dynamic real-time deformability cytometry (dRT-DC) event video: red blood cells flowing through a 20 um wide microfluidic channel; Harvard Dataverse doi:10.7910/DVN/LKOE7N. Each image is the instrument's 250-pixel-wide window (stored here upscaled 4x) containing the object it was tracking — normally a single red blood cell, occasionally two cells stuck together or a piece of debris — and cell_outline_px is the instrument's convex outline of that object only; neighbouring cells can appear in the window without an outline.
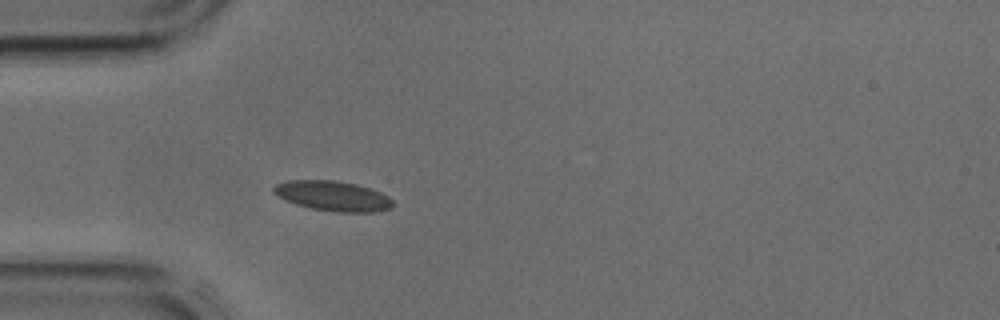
{"species": "common noctule bat (a hibernating species)", "species_latin": "Nyctalus noctula", "temperature_condition": "cold", "stored_images_in_passage": 31, "camera_frame_rate_fps": 3000, "um_per_image_px": 0.085, "animal": {"sex": "male", "body_mass_g": 17.9, "forearm_length_mm": 54.2}, "frame": {"image": 1, "passage_image": 1, "time_ms": 0.0, "image_size_px": [1000, 320], "cell_outline_px": [[396, 204], [392, 208], [376, 212], [340, 212], [312, 208], [296, 204], [284, 200], [276, 196], [272, 192], [272, 188], [276, 184], [288, 180], [332, 180], [356, 184], [372, 188], [388, 196]], "centroid_in_image_um": [28.3, 16.65], "position_along_channel_um": 56.7, "area_um2": 21.04}}
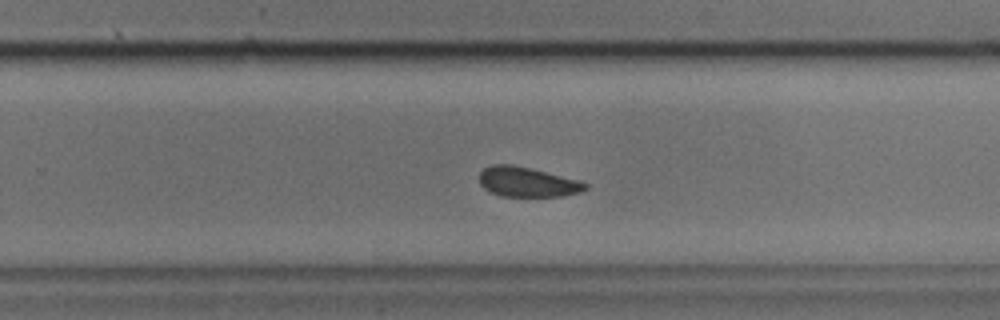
{"frame": {"image": 2, "passage_image": 16, "time_ms": 5.0, "image_size_px": [1000, 320], "cell_outline_px": [[588, 188], [580, 192], [564, 196], [500, 196], [488, 192], [480, 184], [480, 172], [484, 168], [492, 164], [512, 164], [580, 180], [588, 184]], "centroid_in_image_um": [44.81, 15.47], "position_along_channel_um": 285.0, "area_um2": 18.5}}
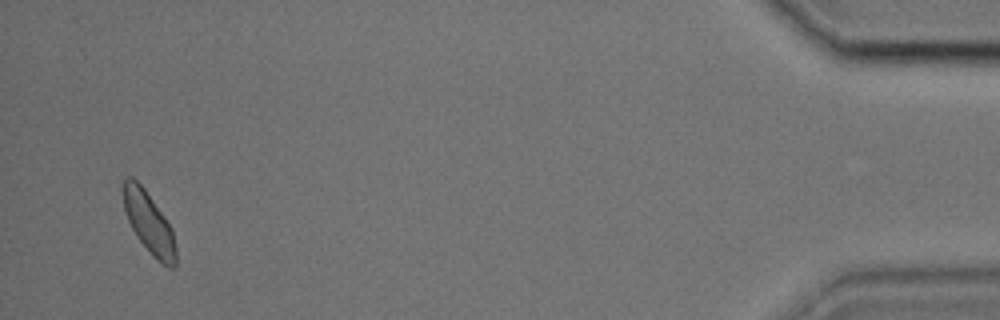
{"frame": {"image": 3, "passage_image": 30, "time_ms": 9.667, "image_size_px": [1000, 320], "cell_outline_px": [[176, 268], [168, 268], [160, 264], [152, 256], [136, 236], [128, 220], [124, 208], [120, 192], [124, 180], [128, 176], [132, 176], [144, 188], [164, 216], [172, 228], [176, 248]], "centroid_in_image_um": [12.65, 18.95], "position_along_channel_um": 422.6, "area_um2": 19.19}}